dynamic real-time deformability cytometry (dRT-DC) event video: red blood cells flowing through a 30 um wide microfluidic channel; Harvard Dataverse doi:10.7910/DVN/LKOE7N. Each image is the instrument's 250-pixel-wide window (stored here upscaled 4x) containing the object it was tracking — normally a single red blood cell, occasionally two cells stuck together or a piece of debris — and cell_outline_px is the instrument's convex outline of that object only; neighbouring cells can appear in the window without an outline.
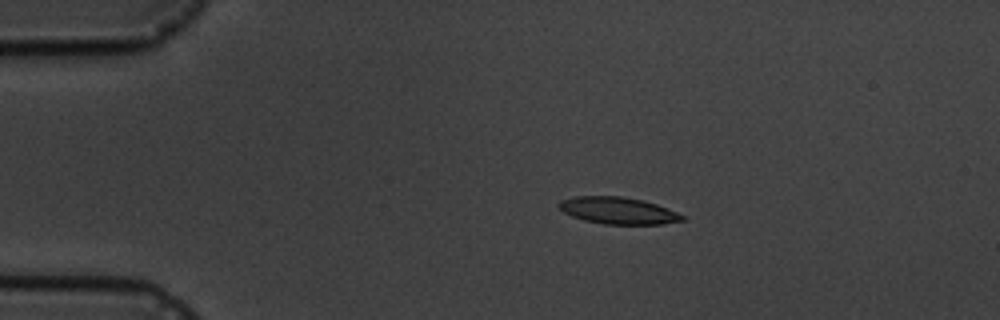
{"species": "common noctule bat (a hibernating species)", "species_latin": "Nyctalus noctula", "temperature_condition": "cold", "stored_images_in_passage": 16, "camera_frame_rate_fps": 3000, "um_per_image_px": 0.085, "animal": {"sex": "male", "body_mass_g": 19.5, "forearm_length_mm": 54.6}, "frame": {"image": 1, "passage_image": 3, "time_ms": 2.0, "image_size_px": [1000, 320], "cell_outline_px": [[684, 220], [660, 224], [604, 224], [584, 220], [572, 216], [564, 212], [560, 208], [560, 200], [576, 196], [620, 196], [640, 200], [656, 204], [668, 208], [684, 216]], "centroid_in_image_um": [52.53, 17.9], "position_along_channel_um": 32.5, "area_um2": 19.02}}
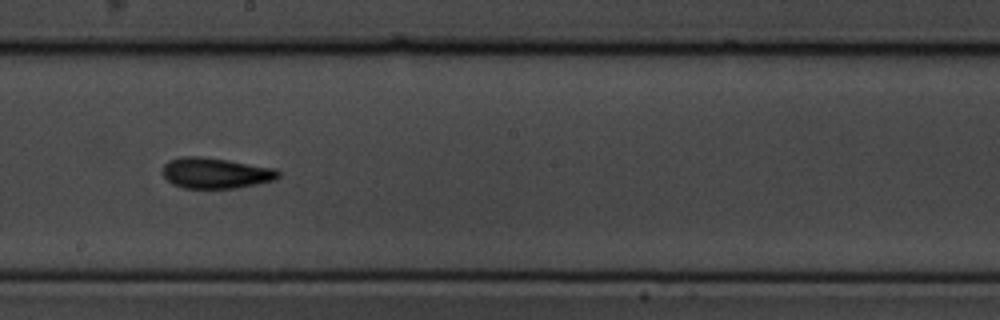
{"frame": {"image": 2, "passage_image": 9, "time_ms": 9.0, "image_size_px": [1000, 320], "cell_outline_px": [[280, 176], [276, 180], [236, 188], [184, 188], [172, 184], [164, 176], [164, 164], [168, 160], [180, 156], [200, 156], [228, 160], [276, 168], [280, 172]], "centroid_in_image_um": [18.35, 14.7], "position_along_channel_um": 229.8, "area_um2": 20.81}}
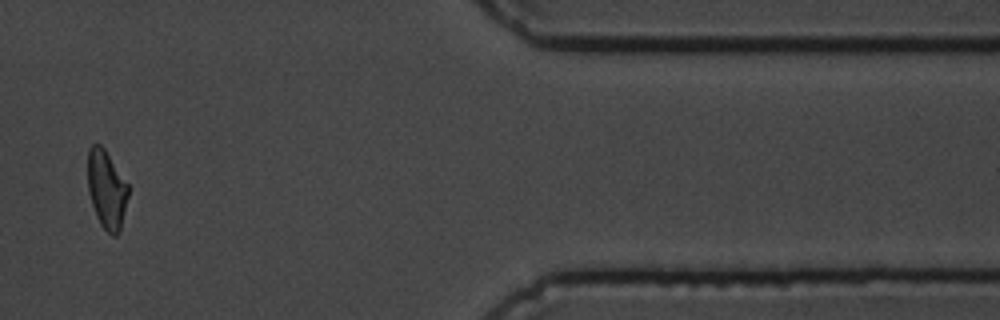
{"frame": {"image": 3, "passage_image": 14, "time_ms": 15.0, "image_size_px": [1000, 320], "cell_outline_px": [[128, 196], [120, 232], [116, 236], [112, 236], [100, 224], [96, 216], [88, 192], [88, 148], [92, 144], [100, 144], [104, 148], [128, 184]], "centroid_in_image_um": [9.06, 16.11], "position_along_channel_um": 402.3, "area_um2": 18.5}, "authors_computed_cell_mechanics": {"area_um2": 19.5653, "velocity_mm_per_s": 3.5185, "shape_relaxation_time_tau1_ms": 2.7412, "shape_relaxation_time_tau2_ms": 2.0555, "deformation_change_tau1": 0.1124, "deformation_change_tau2": 0.0905}}